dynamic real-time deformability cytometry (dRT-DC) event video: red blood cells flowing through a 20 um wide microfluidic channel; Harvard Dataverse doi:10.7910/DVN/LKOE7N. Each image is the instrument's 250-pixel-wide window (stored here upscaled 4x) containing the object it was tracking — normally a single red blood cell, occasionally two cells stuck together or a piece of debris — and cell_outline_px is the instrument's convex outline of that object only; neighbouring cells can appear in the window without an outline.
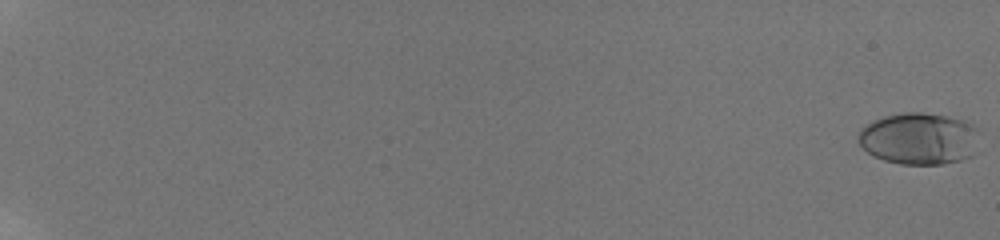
{"species": "human", "species_latin": "Homo sapiens", "temperature_condition": "room temperature", "stored_images_in_passage": 19, "camera_frame_rate_fps": 3000, "um_per_image_px": 0.085, "donor": {"sex": "male"}, "frame": {"image": 1, "passage_image": 1, "time_ms": 0.0, "image_size_px": [1000, 240], "cell_outline_px": [[980, 132], [972, 156], [960, 160], [944, 164], [900, 164], [884, 160], [872, 156], [856, 140], [856, 132], [860, 128], [872, 120], [884, 116], [904, 112], [920, 112], [948, 116], [972, 120]], "centroid_in_image_um": [78.13, 11.76], "position_along_channel_um": 6.9, "area_um2": 37.45}}
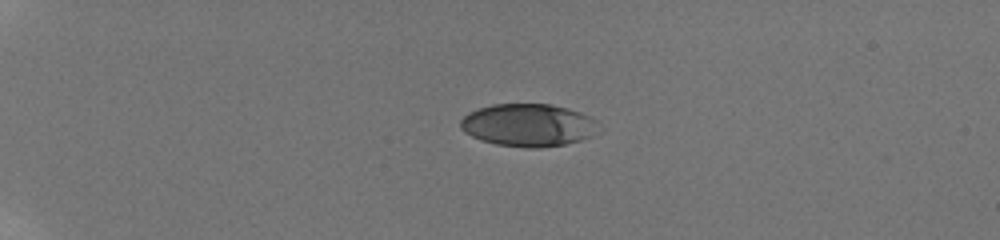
{"frame": {"image": 2, "passage_image": 12, "time_ms": 5.667, "image_size_px": [1000, 240], "cell_outline_px": [[600, 132], [592, 136], [580, 140], [564, 144], [540, 148], [528, 148], [496, 144], [480, 140], [464, 132], [460, 128], [460, 120], [468, 112], [476, 108], [492, 104], [552, 104], [568, 108], [580, 112], [596, 120]], "centroid_in_image_um": [44.9, 10.63], "position_along_channel_um": 40.1, "area_um2": 34.68}}
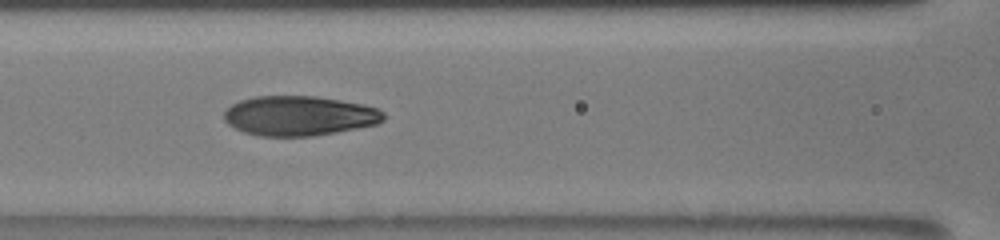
{"frame": {"image": 3, "passage_image": 17, "time_ms": 10.333, "image_size_px": [1000, 240], "cell_outline_px": [[384, 120], [376, 124], [336, 132], [312, 136], [256, 136], [244, 132], [228, 124], [224, 120], [224, 112], [232, 104], [240, 100], [256, 96], [316, 96], [364, 104], [376, 108], [384, 112]], "centroid_in_image_um": [25.42, 9.84], "position_along_channel_um": 141.2, "area_um2": 36.93}}